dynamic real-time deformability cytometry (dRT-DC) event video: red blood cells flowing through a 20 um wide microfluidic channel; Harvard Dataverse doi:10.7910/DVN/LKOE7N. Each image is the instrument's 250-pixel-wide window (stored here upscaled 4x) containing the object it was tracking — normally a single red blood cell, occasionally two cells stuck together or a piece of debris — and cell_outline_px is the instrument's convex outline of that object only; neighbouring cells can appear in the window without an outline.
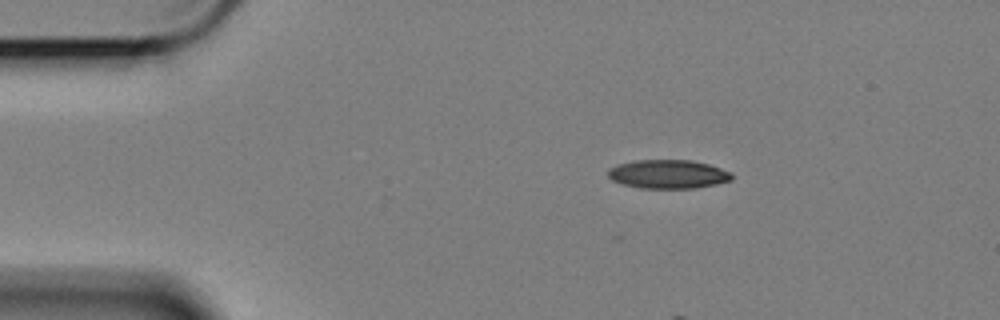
{"species": "Egyptian fruit bat (a non-hibernating species)", "species_latin": "Rousettus aegyptiacus", "temperature_condition": "cold", "stored_images_in_passage": 10, "camera_frame_rate_fps": 3000, "um_per_image_px": 0.085, "animal": {"sex": "female"}, "frame": {"image": 1, "passage_image": 1, "time_ms": 0.0, "image_size_px": [1000, 320], "cell_outline_px": [[732, 180], [716, 184], [696, 188], [640, 188], [624, 184], [612, 180], [608, 176], [608, 168], [616, 164], [632, 160], [692, 160], [708, 164], [732, 172]], "centroid_in_image_um": [56.77, 14.79], "position_along_channel_um": 28.2, "area_um2": 20.87}}
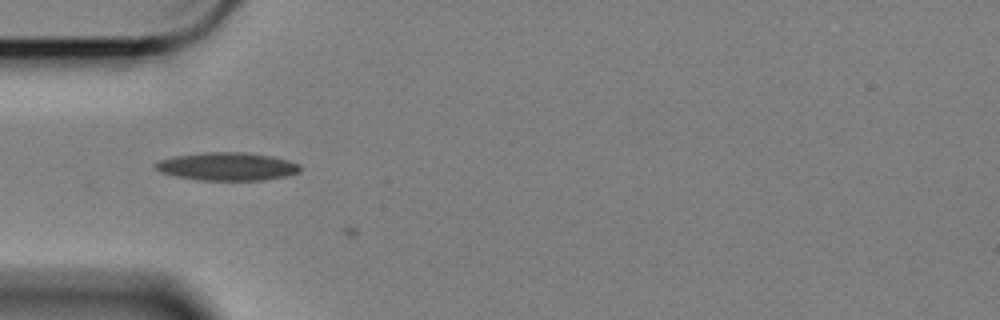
{"frame": {"image": 2, "passage_image": 9, "time_ms": 2.667, "image_size_px": [1000, 320], "cell_outline_px": [[300, 172], [284, 176], [264, 180], [196, 180], [176, 176], [160, 172], [156, 168], [156, 164], [160, 160], [176, 156], [204, 152], [244, 152], [272, 156], [288, 160], [300, 164]], "centroid_in_image_um": [19.34, 14.15], "position_along_channel_um": 65.7, "area_um2": 23.52}}